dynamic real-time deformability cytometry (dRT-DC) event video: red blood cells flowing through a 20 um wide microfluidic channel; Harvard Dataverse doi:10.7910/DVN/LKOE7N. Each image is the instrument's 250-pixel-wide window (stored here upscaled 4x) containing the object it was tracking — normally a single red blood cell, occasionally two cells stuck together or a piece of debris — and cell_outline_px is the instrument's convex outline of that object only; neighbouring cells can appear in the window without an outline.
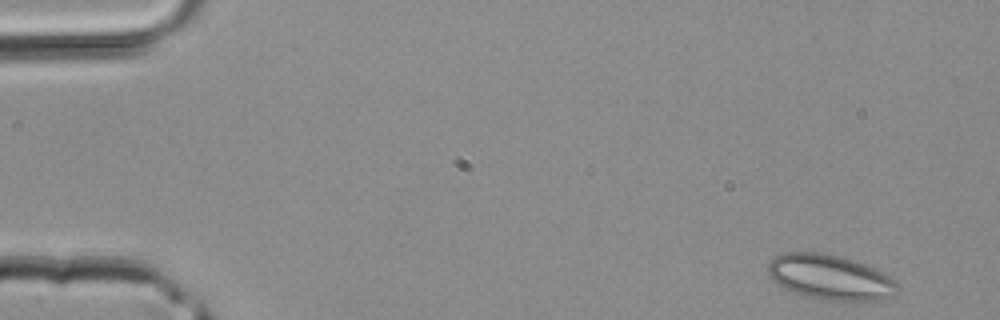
{"species": "common noctule bat (a hibernating species)", "species_latin": "Nyctalus noctula", "temperature_condition": "room temperature", "stored_images_in_passage": 39, "camera_frame_rate_fps": 3000, "um_per_image_px": 0.085, "animal": {"sex": "male", "body_mass_g": 20.4}, "frame": {"image": 1, "passage_image": 1, "time_ms": 0.0, "image_size_px": [1000, 320], "cell_outline_px": [[896, 288], [892, 296], [880, 300], [832, 300], [804, 296], [780, 284], [768, 276], [768, 260], [784, 252], [820, 252], [840, 256], [876, 268], [884, 272], [896, 280]], "centroid_in_image_um": [70.56, 23.54], "position_along_channel_um": 14.4, "area_um2": 33.64}}
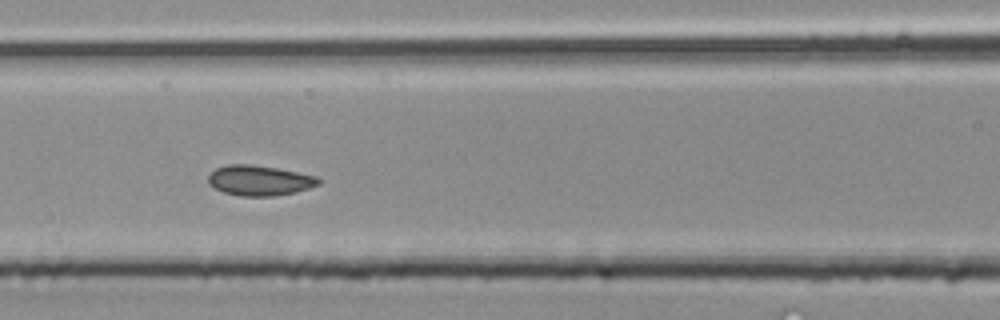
{"frame": {"image": 2, "passage_image": 16, "time_ms": 5.0, "image_size_px": [1000, 320], "cell_outline_px": [[324, 180], [320, 184], [296, 192], [272, 196], [240, 196], [224, 192], [208, 184], [208, 176], [216, 168], [228, 164], [252, 164], [276, 168], [316, 176]], "centroid_in_image_um": [22.07, 15.34], "position_along_channel_um": 144.5, "area_um2": 19.42}}
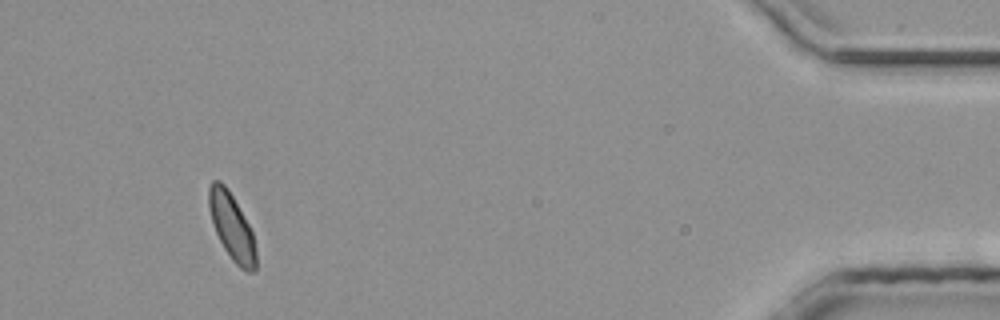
{"frame": {"image": 3, "passage_image": 36, "time_ms": 11.667, "image_size_px": [1000, 320], "cell_outline_px": [[256, 272], [248, 272], [240, 268], [232, 260], [224, 248], [216, 232], [208, 208], [208, 188], [212, 180], [220, 180], [228, 188], [248, 224], [252, 232], [256, 248]], "centroid_in_image_um": [19.7, 19.27], "position_along_channel_um": 415.5, "area_um2": 18.21}}